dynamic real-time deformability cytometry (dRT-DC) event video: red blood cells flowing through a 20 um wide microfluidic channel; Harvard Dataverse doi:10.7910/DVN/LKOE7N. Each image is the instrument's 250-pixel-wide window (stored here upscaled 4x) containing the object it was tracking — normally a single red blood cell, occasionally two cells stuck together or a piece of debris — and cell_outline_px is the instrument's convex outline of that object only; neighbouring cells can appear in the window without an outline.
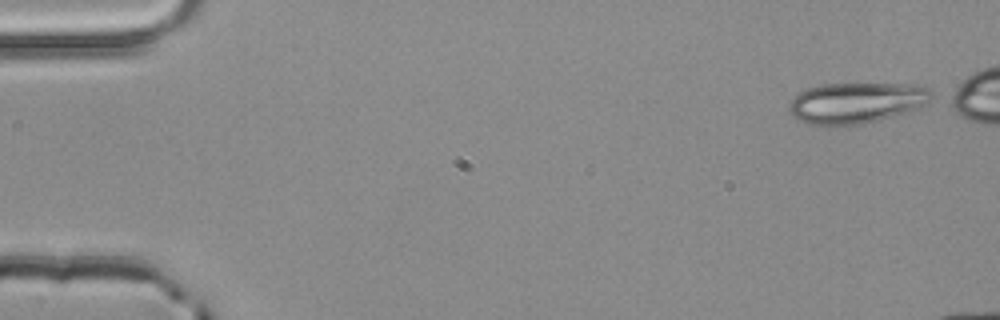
{"species": "common noctule bat (a hibernating species)", "species_latin": "Nyctalus noctula", "temperature_condition": "room temperature", "stored_images_in_passage": 4, "camera_frame_rate_fps": 3000, "um_per_image_px": 0.085, "animal": {"sex": "male", "body_mass_g": 20.4}, "frame": {"image": 1, "passage_image": 1, "time_ms": 0.0, "image_size_px": [1000, 320], "cell_outline_px": [[936, 96], [920, 108], [876, 120], [860, 124], [824, 128], [808, 124], [792, 116], [788, 112], [788, 104], [800, 92], [808, 88], [824, 84], [920, 84], [928, 88]], "centroid_in_image_um": [72.78, 8.76], "position_along_channel_um": 12.2, "area_um2": 34.45}}